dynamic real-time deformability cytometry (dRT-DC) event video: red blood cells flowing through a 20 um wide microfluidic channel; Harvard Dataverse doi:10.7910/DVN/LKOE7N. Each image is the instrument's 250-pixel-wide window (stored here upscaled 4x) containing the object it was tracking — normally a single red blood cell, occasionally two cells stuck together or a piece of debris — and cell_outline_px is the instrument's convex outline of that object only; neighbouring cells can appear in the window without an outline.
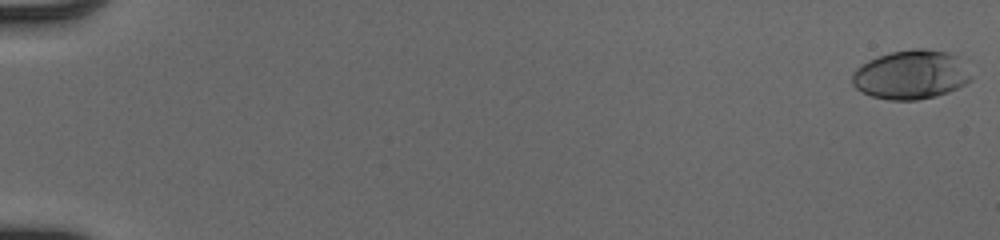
{"species": "human", "species_latin": "Homo sapiens", "temperature_condition": "cold", "stored_images_in_passage": 52, "camera_frame_rate_fps": 3000, "um_per_image_px": 0.085, "donor": {"sex": "male"}, "frame": {"image": 1, "passage_image": 1, "time_ms": 0.0, "image_size_px": [1000, 240], "cell_outline_px": [[972, 80], [948, 92], [936, 96], [916, 100], [888, 100], [872, 96], [856, 88], [852, 84], [852, 76], [856, 68], [868, 60], [892, 52], [912, 48], [924, 48], [948, 52], [956, 56], [972, 76]], "centroid_in_image_um": [77.42, 6.35], "position_along_channel_um": 7.6, "area_um2": 33.76}}
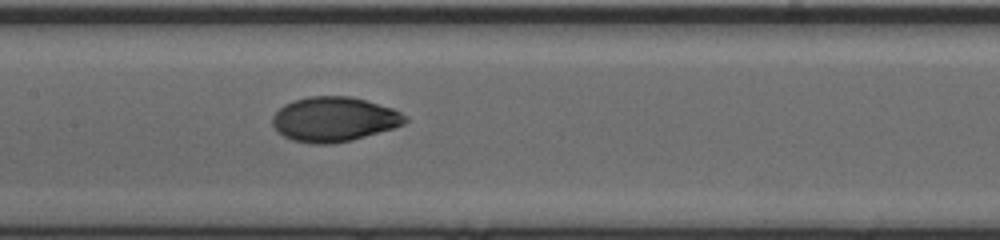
{"frame": {"image": 2, "passage_image": 28, "time_ms": 9.0, "image_size_px": [1000, 240], "cell_outline_px": [[408, 120], [404, 124], [392, 128], [352, 140], [332, 144], [312, 144], [292, 140], [276, 132], [272, 124], [272, 116], [284, 104], [292, 100], [308, 96], [352, 96], [392, 108], [408, 116]], "centroid_in_image_um": [28.37, 10.13], "position_along_channel_um": 179.0, "area_um2": 34.74}}
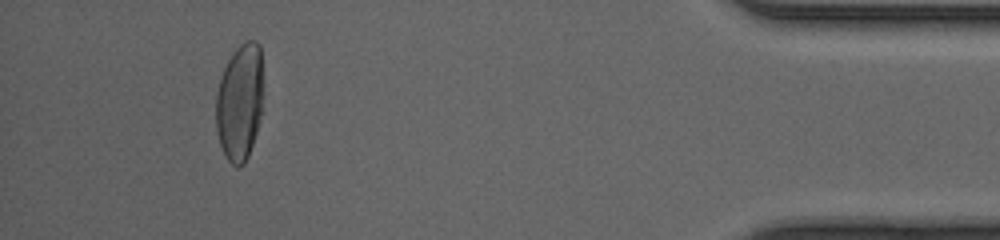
{"frame": {"image": 3, "passage_image": 49, "time_ms": 16.0, "image_size_px": [1000, 240], "cell_outline_px": [[264, 96], [260, 116], [256, 132], [248, 156], [244, 164], [236, 168], [224, 156], [216, 132], [216, 92], [220, 76], [232, 52], [240, 44], [248, 40], [256, 40], [260, 44]], "centroid_in_image_um": [20.38, 8.66], "position_along_channel_um": 414.8, "area_um2": 32.83}, "authors_computed_cell_mechanics": {"area_um2": 33.0616, "velocity_mm_per_s": 4.1355, "shape_relaxation_time_tau1_ms": 4.4242, "shape_relaxation_time_tau2_ms": null, "deformation_change_tau1": 0.1906, "deformation_change_tau2": null}}